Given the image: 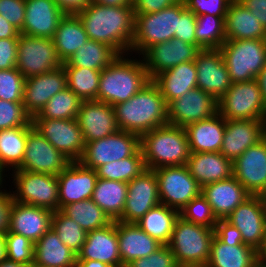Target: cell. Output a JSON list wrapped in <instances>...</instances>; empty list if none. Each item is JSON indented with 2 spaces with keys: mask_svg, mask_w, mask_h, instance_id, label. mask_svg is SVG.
Masks as SVG:
<instances>
[{
  "mask_svg": "<svg viewBox=\"0 0 266 267\" xmlns=\"http://www.w3.org/2000/svg\"><path fill=\"white\" fill-rule=\"evenodd\" d=\"M71 162L33 127L27 134L22 164L15 170L58 176Z\"/></svg>",
  "mask_w": 266,
  "mask_h": 267,
  "instance_id": "9a60e30c",
  "label": "cell"
},
{
  "mask_svg": "<svg viewBox=\"0 0 266 267\" xmlns=\"http://www.w3.org/2000/svg\"><path fill=\"white\" fill-rule=\"evenodd\" d=\"M26 265L19 263V262H14L9 259H5L3 262L0 263V267H25Z\"/></svg>",
  "mask_w": 266,
  "mask_h": 267,
  "instance_id": "2644e50d",
  "label": "cell"
},
{
  "mask_svg": "<svg viewBox=\"0 0 266 267\" xmlns=\"http://www.w3.org/2000/svg\"><path fill=\"white\" fill-rule=\"evenodd\" d=\"M263 40H264V44H265V46H266V30H265V34H264V38H263Z\"/></svg>",
  "mask_w": 266,
  "mask_h": 267,
  "instance_id": "2a66077c",
  "label": "cell"
},
{
  "mask_svg": "<svg viewBox=\"0 0 266 267\" xmlns=\"http://www.w3.org/2000/svg\"><path fill=\"white\" fill-rule=\"evenodd\" d=\"M194 62L197 69V88L218 101L232 84L220 49H201Z\"/></svg>",
  "mask_w": 266,
  "mask_h": 267,
  "instance_id": "d6986e66",
  "label": "cell"
},
{
  "mask_svg": "<svg viewBox=\"0 0 266 267\" xmlns=\"http://www.w3.org/2000/svg\"><path fill=\"white\" fill-rule=\"evenodd\" d=\"M125 267H180L168 245H162L149 256L132 260Z\"/></svg>",
  "mask_w": 266,
  "mask_h": 267,
  "instance_id": "816d5d0a",
  "label": "cell"
},
{
  "mask_svg": "<svg viewBox=\"0 0 266 267\" xmlns=\"http://www.w3.org/2000/svg\"><path fill=\"white\" fill-rule=\"evenodd\" d=\"M4 170L0 167V184H3L2 182H3V178L5 177L4 175H3V172Z\"/></svg>",
  "mask_w": 266,
  "mask_h": 267,
  "instance_id": "8c879c8a",
  "label": "cell"
},
{
  "mask_svg": "<svg viewBox=\"0 0 266 267\" xmlns=\"http://www.w3.org/2000/svg\"><path fill=\"white\" fill-rule=\"evenodd\" d=\"M217 104L210 94L196 87L168 103V124L185 128L208 119L218 112Z\"/></svg>",
  "mask_w": 266,
  "mask_h": 267,
  "instance_id": "e0dca14e",
  "label": "cell"
},
{
  "mask_svg": "<svg viewBox=\"0 0 266 267\" xmlns=\"http://www.w3.org/2000/svg\"><path fill=\"white\" fill-rule=\"evenodd\" d=\"M258 266L266 267V246L258 252Z\"/></svg>",
  "mask_w": 266,
  "mask_h": 267,
  "instance_id": "89a4df30",
  "label": "cell"
},
{
  "mask_svg": "<svg viewBox=\"0 0 266 267\" xmlns=\"http://www.w3.org/2000/svg\"><path fill=\"white\" fill-rule=\"evenodd\" d=\"M25 11V0H0V15L19 32L23 28Z\"/></svg>",
  "mask_w": 266,
  "mask_h": 267,
  "instance_id": "11a10c76",
  "label": "cell"
},
{
  "mask_svg": "<svg viewBox=\"0 0 266 267\" xmlns=\"http://www.w3.org/2000/svg\"><path fill=\"white\" fill-rule=\"evenodd\" d=\"M160 202L180 211L201 194L202 187L189 173L186 165L155 169Z\"/></svg>",
  "mask_w": 266,
  "mask_h": 267,
  "instance_id": "7c38bea8",
  "label": "cell"
},
{
  "mask_svg": "<svg viewBox=\"0 0 266 267\" xmlns=\"http://www.w3.org/2000/svg\"><path fill=\"white\" fill-rule=\"evenodd\" d=\"M179 216L186 221L213 229L218 222L211 205L202 194L193 198L185 207H183L179 211Z\"/></svg>",
  "mask_w": 266,
  "mask_h": 267,
  "instance_id": "7dc6e473",
  "label": "cell"
},
{
  "mask_svg": "<svg viewBox=\"0 0 266 267\" xmlns=\"http://www.w3.org/2000/svg\"><path fill=\"white\" fill-rule=\"evenodd\" d=\"M174 38L196 45V16L192 11L186 9L183 0L179 2L178 33H175Z\"/></svg>",
  "mask_w": 266,
  "mask_h": 267,
  "instance_id": "db71d44e",
  "label": "cell"
},
{
  "mask_svg": "<svg viewBox=\"0 0 266 267\" xmlns=\"http://www.w3.org/2000/svg\"><path fill=\"white\" fill-rule=\"evenodd\" d=\"M85 143L119 131L113 106L97 100L82 101L76 116Z\"/></svg>",
  "mask_w": 266,
  "mask_h": 267,
  "instance_id": "cb8c5ba5",
  "label": "cell"
},
{
  "mask_svg": "<svg viewBox=\"0 0 266 267\" xmlns=\"http://www.w3.org/2000/svg\"><path fill=\"white\" fill-rule=\"evenodd\" d=\"M226 41L263 39L265 28L250 10L233 0L225 16Z\"/></svg>",
  "mask_w": 266,
  "mask_h": 267,
  "instance_id": "d6a6232c",
  "label": "cell"
},
{
  "mask_svg": "<svg viewBox=\"0 0 266 267\" xmlns=\"http://www.w3.org/2000/svg\"><path fill=\"white\" fill-rule=\"evenodd\" d=\"M259 196H266V187L264 188V190L262 191V193Z\"/></svg>",
  "mask_w": 266,
  "mask_h": 267,
  "instance_id": "34e18365",
  "label": "cell"
},
{
  "mask_svg": "<svg viewBox=\"0 0 266 267\" xmlns=\"http://www.w3.org/2000/svg\"><path fill=\"white\" fill-rule=\"evenodd\" d=\"M25 80L16 67L0 70V99L22 102Z\"/></svg>",
  "mask_w": 266,
  "mask_h": 267,
  "instance_id": "f907efd6",
  "label": "cell"
},
{
  "mask_svg": "<svg viewBox=\"0 0 266 267\" xmlns=\"http://www.w3.org/2000/svg\"><path fill=\"white\" fill-rule=\"evenodd\" d=\"M233 176L251 195L266 187V136L233 161Z\"/></svg>",
  "mask_w": 266,
  "mask_h": 267,
  "instance_id": "ffe728a7",
  "label": "cell"
},
{
  "mask_svg": "<svg viewBox=\"0 0 266 267\" xmlns=\"http://www.w3.org/2000/svg\"><path fill=\"white\" fill-rule=\"evenodd\" d=\"M62 64L51 38L19 34L16 68L25 78L50 72Z\"/></svg>",
  "mask_w": 266,
  "mask_h": 267,
  "instance_id": "30bf717a",
  "label": "cell"
},
{
  "mask_svg": "<svg viewBox=\"0 0 266 267\" xmlns=\"http://www.w3.org/2000/svg\"><path fill=\"white\" fill-rule=\"evenodd\" d=\"M200 50L197 45H191L173 38L170 41L150 46L142 54L144 57H142V60L149 78L153 80L158 74L181 63L195 61Z\"/></svg>",
  "mask_w": 266,
  "mask_h": 267,
  "instance_id": "ac0fdd59",
  "label": "cell"
},
{
  "mask_svg": "<svg viewBox=\"0 0 266 267\" xmlns=\"http://www.w3.org/2000/svg\"><path fill=\"white\" fill-rule=\"evenodd\" d=\"M53 211L12 200L8 230L25 236L34 244L51 228Z\"/></svg>",
  "mask_w": 266,
  "mask_h": 267,
  "instance_id": "484cf974",
  "label": "cell"
},
{
  "mask_svg": "<svg viewBox=\"0 0 266 267\" xmlns=\"http://www.w3.org/2000/svg\"><path fill=\"white\" fill-rule=\"evenodd\" d=\"M257 81L259 82L261 92L263 95V99L266 104V64H265V67L259 73L257 77Z\"/></svg>",
  "mask_w": 266,
  "mask_h": 267,
  "instance_id": "003e7915",
  "label": "cell"
},
{
  "mask_svg": "<svg viewBox=\"0 0 266 267\" xmlns=\"http://www.w3.org/2000/svg\"><path fill=\"white\" fill-rule=\"evenodd\" d=\"M97 172L71 162L58 176L59 210L73 202L91 199L97 181Z\"/></svg>",
  "mask_w": 266,
  "mask_h": 267,
  "instance_id": "603a6c76",
  "label": "cell"
},
{
  "mask_svg": "<svg viewBox=\"0 0 266 267\" xmlns=\"http://www.w3.org/2000/svg\"><path fill=\"white\" fill-rule=\"evenodd\" d=\"M21 126H33L32 118L25 111L22 102L0 99V130Z\"/></svg>",
  "mask_w": 266,
  "mask_h": 267,
  "instance_id": "681fc988",
  "label": "cell"
},
{
  "mask_svg": "<svg viewBox=\"0 0 266 267\" xmlns=\"http://www.w3.org/2000/svg\"><path fill=\"white\" fill-rule=\"evenodd\" d=\"M117 237L124 267L132 260L149 256L163 245L144 232L136 223L117 221Z\"/></svg>",
  "mask_w": 266,
  "mask_h": 267,
  "instance_id": "f546056e",
  "label": "cell"
},
{
  "mask_svg": "<svg viewBox=\"0 0 266 267\" xmlns=\"http://www.w3.org/2000/svg\"><path fill=\"white\" fill-rule=\"evenodd\" d=\"M60 211L86 232L104 228L113 222L92 199L70 203Z\"/></svg>",
  "mask_w": 266,
  "mask_h": 267,
  "instance_id": "60d3db41",
  "label": "cell"
},
{
  "mask_svg": "<svg viewBox=\"0 0 266 267\" xmlns=\"http://www.w3.org/2000/svg\"><path fill=\"white\" fill-rule=\"evenodd\" d=\"M179 2L150 14H135L130 52L142 55L150 46L170 41L178 33Z\"/></svg>",
  "mask_w": 266,
  "mask_h": 267,
  "instance_id": "52a82bcc",
  "label": "cell"
},
{
  "mask_svg": "<svg viewBox=\"0 0 266 267\" xmlns=\"http://www.w3.org/2000/svg\"><path fill=\"white\" fill-rule=\"evenodd\" d=\"M181 0H132L134 14L156 13Z\"/></svg>",
  "mask_w": 266,
  "mask_h": 267,
  "instance_id": "680465c9",
  "label": "cell"
},
{
  "mask_svg": "<svg viewBox=\"0 0 266 267\" xmlns=\"http://www.w3.org/2000/svg\"><path fill=\"white\" fill-rule=\"evenodd\" d=\"M258 251L241 245H227L214 236L211 243L210 258L205 267H257Z\"/></svg>",
  "mask_w": 266,
  "mask_h": 267,
  "instance_id": "e575fe53",
  "label": "cell"
},
{
  "mask_svg": "<svg viewBox=\"0 0 266 267\" xmlns=\"http://www.w3.org/2000/svg\"><path fill=\"white\" fill-rule=\"evenodd\" d=\"M232 83L257 79L266 64L263 39L226 41L220 48Z\"/></svg>",
  "mask_w": 266,
  "mask_h": 267,
  "instance_id": "8992f818",
  "label": "cell"
},
{
  "mask_svg": "<svg viewBox=\"0 0 266 267\" xmlns=\"http://www.w3.org/2000/svg\"><path fill=\"white\" fill-rule=\"evenodd\" d=\"M214 231L215 236L224 244L232 246L243 244L240 231L225 219H218Z\"/></svg>",
  "mask_w": 266,
  "mask_h": 267,
  "instance_id": "6f0895ef",
  "label": "cell"
},
{
  "mask_svg": "<svg viewBox=\"0 0 266 267\" xmlns=\"http://www.w3.org/2000/svg\"><path fill=\"white\" fill-rule=\"evenodd\" d=\"M266 136V120H225V132L220 153L234 161L250 146Z\"/></svg>",
  "mask_w": 266,
  "mask_h": 267,
  "instance_id": "7402d4cb",
  "label": "cell"
},
{
  "mask_svg": "<svg viewBox=\"0 0 266 267\" xmlns=\"http://www.w3.org/2000/svg\"><path fill=\"white\" fill-rule=\"evenodd\" d=\"M7 259L5 232H0V263Z\"/></svg>",
  "mask_w": 266,
  "mask_h": 267,
  "instance_id": "a7ac6f4b",
  "label": "cell"
},
{
  "mask_svg": "<svg viewBox=\"0 0 266 267\" xmlns=\"http://www.w3.org/2000/svg\"><path fill=\"white\" fill-rule=\"evenodd\" d=\"M67 76V87L82 101L97 100L101 70L63 66Z\"/></svg>",
  "mask_w": 266,
  "mask_h": 267,
  "instance_id": "b9f144b4",
  "label": "cell"
},
{
  "mask_svg": "<svg viewBox=\"0 0 266 267\" xmlns=\"http://www.w3.org/2000/svg\"><path fill=\"white\" fill-rule=\"evenodd\" d=\"M190 152H220L225 119L217 112L212 117L185 127Z\"/></svg>",
  "mask_w": 266,
  "mask_h": 267,
  "instance_id": "4dcf8cb0",
  "label": "cell"
},
{
  "mask_svg": "<svg viewBox=\"0 0 266 267\" xmlns=\"http://www.w3.org/2000/svg\"><path fill=\"white\" fill-rule=\"evenodd\" d=\"M78 16L89 39L109 45L119 55L130 54L135 24L132 5L110 7L92 1Z\"/></svg>",
  "mask_w": 266,
  "mask_h": 267,
  "instance_id": "6da1fadb",
  "label": "cell"
},
{
  "mask_svg": "<svg viewBox=\"0 0 266 267\" xmlns=\"http://www.w3.org/2000/svg\"><path fill=\"white\" fill-rule=\"evenodd\" d=\"M266 204V196H259Z\"/></svg>",
  "mask_w": 266,
  "mask_h": 267,
  "instance_id": "11e5206c",
  "label": "cell"
},
{
  "mask_svg": "<svg viewBox=\"0 0 266 267\" xmlns=\"http://www.w3.org/2000/svg\"><path fill=\"white\" fill-rule=\"evenodd\" d=\"M233 0H183L187 10L195 16L209 14L218 17H225L228 7Z\"/></svg>",
  "mask_w": 266,
  "mask_h": 267,
  "instance_id": "f5cc1de1",
  "label": "cell"
},
{
  "mask_svg": "<svg viewBox=\"0 0 266 267\" xmlns=\"http://www.w3.org/2000/svg\"><path fill=\"white\" fill-rule=\"evenodd\" d=\"M127 191L125 182L97 178L91 199L112 221H118L125 207Z\"/></svg>",
  "mask_w": 266,
  "mask_h": 267,
  "instance_id": "8d00e7d4",
  "label": "cell"
},
{
  "mask_svg": "<svg viewBox=\"0 0 266 267\" xmlns=\"http://www.w3.org/2000/svg\"><path fill=\"white\" fill-rule=\"evenodd\" d=\"M152 81L158 86L168 104L170 101L180 98L189 90L197 87L195 62L181 63L158 74Z\"/></svg>",
  "mask_w": 266,
  "mask_h": 267,
  "instance_id": "1f68e13d",
  "label": "cell"
},
{
  "mask_svg": "<svg viewBox=\"0 0 266 267\" xmlns=\"http://www.w3.org/2000/svg\"><path fill=\"white\" fill-rule=\"evenodd\" d=\"M82 100L68 87L55 94L41 111L32 118L74 119Z\"/></svg>",
  "mask_w": 266,
  "mask_h": 267,
  "instance_id": "f6af8a7d",
  "label": "cell"
},
{
  "mask_svg": "<svg viewBox=\"0 0 266 267\" xmlns=\"http://www.w3.org/2000/svg\"><path fill=\"white\" fill-rule=\"evenodd\" d=\"M67 87L63 66L25 80L22 104L31 118L37 115L55 94Z\"/></svg>",
  "mask_w": 266,
  "mask_h": 267,
  "instance_id": "44dd1931",
  "label": "cell"
},
{
  "mask_svg": "<svg viewBox=\"0 0 266 267\" xmlns=\"http://www.w3.org/2000/svg\"><path fill=\"white\" fill-rule=\"evenodd\" d=\"M76 267H111L101 261L95 260H77Z\"/></svg>",
  "mask_w": 266,
  "mask_h": 267,
  "instance_id": "03108f58",
  "label": "cell"
},
{
  "mask_svg": "<svg viewBox=\"0 0 266 267\" xmlns=\"http://www.w3.org/2000/svg\"><path fill=\"white\" fill-rule=\"evenodd\" d=\"M7 259L24 265L34 262V243L25 236L5 232Z\"/></svg>",
  "mask_w": 266,
  "mask_h": 267,
  "instance_id": "c3c4849f",
  "label": "cell"
},
{
  "mask_svg": "<svg viewBox=\"0 0 266 267\" xmlns=\"http://www.w3.org/2000/svg\"><path fill=\"white\" fill-rule=\"evenodd\" d=\"M51 228L57 233L62 243L76 255L80 252L87 232L77 222L57 210L53 212Z\"/></svg>",
  "mask_w": 266,
  "mask_h": 267,
  "instance_id": "bcb514c9",
  "label": "cell"
},
{
  "mask_svg": "<svg viewBox=\"0 0 266 267\" xmlns=\"http://www.w3.org/2000/svg\"><path fill=\"white\" fill-rule=\"evenodd\" d=\"M77 260H95L111 267H124L119 253L117 221L104 228L87 232Z\"/></svg>",
  "mask_w": 266,
  "mask_h": 267,
  "instance_id": "d4e9b609",
  "label": "cell"
},
{
  "mask_svg": "<svg viewBox=\"0 0 266 267\" xmlns=\"http://www.w3.org/2000/svg\"><path fill=\"white\" fill-rule=\"evenodd\" d=\"M17 50L18 38L0 39V70L16 67Z\"/></svg>",
  "mask_w": 266,
  "mask_h": 267,
  "instance_id": "9f6ffc18",
  "label": "cell"
},
{
  "mask_svg": "<svg viewBox=\"0 0 266 267\" xmlns=\"http://www.w3.org/2000/svg\"><path fill=\"white\" fill-rule=\"evenodd\" d=\"M25 267H44V266L37 265L36 263L33 262L32 264H28Z\"/></svg>",
  "mask_w": 266,
  "mask_h": 267,
  "instance_id": "753ad0ef",
  "label": "cell"
},
{
  "mask_svg": "<svg viewBox=\"0 0 266 267\" xmlns=\"http://www.w3.org/2000/svg\"><path fill=\"white\" fill-rule=\"evenodd\" d=\"M201 194L211 205L217 219L227 218L238 205L251 196L234 176L203 186Z\"/></svg>",
  "mask_w": 266,
  "mask_h": 267,
  "instance_id": "83f0119b",
  "label": "cell"
},
{
  "mask_svg": "<svg viewBox=\"0 0 266 267\" xmlns=\"http://www.w3.org/2000/svg\"><path fill=\"white\" fill-rule=\"evenodd\" d=\"M146 169L141 148L133 155L96 169L98 178L129 183Z\"/></svg>",
  "mask_w": 266,
  "mask_h": 267,
  "instance_id": "7bdbcfd3",
  "label": "cell"
},
{
  "mask_svg": "<svg viewBox=\"0 0 266 267\" xmlns=\"http://www.w3.org/2000/svg\"><path fill=\"white\" fill-rule=\"evenodd\" d=\"M151 79L143 60L116 57L101 70L97 101L111 106L123 103L146 86Z\"/></svg>",
  "mask_w": 266,
  "mask_h": 267,
  "instance_id": "3957f363",
  "label": "cell"
},
{
  "mask_svg": "<svg viewBox=\"0 0 266 267\" xmlns=\"http://www.w3.org/2000/svg\"><path fill=\"white\" fill-rule=\"evenodd\" d=\"M178 217V210L159 204L147 211L136 224L149 236L167 245Z\"/></svg>",
  "mask_w": 266,
  "mask_h": 267,
  "instance_id": "74e56055",
  "label": "cell"
},
{
  "mask_svg": "<svg viewBox=\"0 0 266 267\" xmlns=\"http://www.w3.org/2000/svg\"><path fill=\"white\" fill-rule=\"evenodd\" d=\"M217 103L218 113L225 120H266V104L257 79L232 83Z\"/></svg>",
  "mask_w": 266,
  "mask_h": 267,
  "instance_id": "ba28073f",
  "label": "cell"
},
{
  "mask_svg": "<svg viewBox=\"0 0 266 267\" xmlns=\"http://www.w3.org/2000/svg\"><path fill=\"white\" fill-rule=\"evenodd\" d=\"M2 186L3 185L0 184V189ZM12 200L11 191L7 192V190H4L3 192L0 190V232H6L8 230Z\"/></svg>",
  "mask_w": 266,
  "mask_h": 267,
  "instance_id": "91938a15",
  "label": "cell"
},
{
  "mask_svg": "<svg viewBox=\"0 0 266 267\" xmlns=\"http://www.w3.org/2000/svg\"><path fill=\"white\" fill-rule=\"evenodd\" d=\"M165 98L151 80L127 101L113 106L116 122L122 131L142 136L168 124Z\"/></svg>",
  "mask_w": 266,
  "mask_h": 267,
  "instance_id": "7a4b0ae2",
  "label": "cell"
},
{
  "mask_svg": "<svg viewBox=\"0 0 266 267\" xmlns=\"http://www.w3.org/2000/svg\"><path fill=\"white\" fill-rule=\"evenodd\" d=\"M25 19L20 34L53 38L65 14L54 0H25Z\"/></svg>",
  "mask_w": 266,
  "mask_h": 267,
  "instance_id": "4316f807",
  "label": "cell"
},
{
  "mask_svg": "<svg viewBox=\"0 0 266 267\" xmlns=\"http://www.w3.org/2000/svg\"><path fill=\"white\" fill-rule=\"evenodd\" d=\"M225 220L240 231L243 244L258 252L266 246V204L259 195H251Z\"/></svg>",
  "mask_w": 266,
  "mask_h": 267,
  "instance_id": "4fadbf2b",
  "label": "cell"
},
{
  "mask_svg": "<svg viewBox=\"0 0 266 267\" xmlns=\"http://www.w3.org/2000/svg\"><path fill=\"white\" fill-rule=\"evenodd\" d=\"M214 236L213 228L197 225L179 216L167 245L180 267H205Z\"/></svg>",
  "mask_w": 266,
  "mask_h": 267,
  "instance_id": "5b68a950",
  "label": "cell"
},
{
  "mask_svg": "<svg viewBox=\"0 0 266 267\" xmlns=\"http://www.w3.org/2000/svg\"><path fill=\"white\" fill-rule=\"evenodd\" d=\"M65 15H78L90 4L89 0H54Z\"/></svg>",
  "mask_w": 266,
  "mask_h": 267,
  "instance_id": "94428289",
  "label": "cell"
},
{
  "mask_svg": "<svg viewBox=\"0 0 266 267\" xmlns=\"http://www.w3.org/2000/svg\"><path fill=\"white\" fill-rule=\"evenodd\" d=\"M225 17L196 16V45L200 49H219L225 42Z\"/></svg>",
  "mask_w": 266,
  "mask_h": 267,
  "instance_id": "ee69618b",
  "label": "cell"
},
{
  "mask_svg": "<svg viewBox=\"0 0 266 267\" xmlns=\"http://www.w3.org/2000/svg\"><path fill=\"white\" fill-rule=\"evenodd\" d=\"M93 2L110 7H119V6H127L132 5L131 0H94Z\"/></svg>",
  "mask_w": 266,
  "mask_h": 267,
  "instance_id": "e7e4bbea",
  "label": "cell"
},
{
  "mask_svg": "<svg viewBox=\"0 0 266 267\" xmlns=\"http://www.w3.org/2000/svg\"><path fill=\"white\" fill-rule=\"evenodd\" d=\"M61 62H66L88 40L78 15H65L52 38Z\"/></svg>",
  "mask_w": 266,
  "mask_h": 267,
  "instance_id": "d590c367",
  "label": "cell"
},
{
  "mask_svg": "<svg viewBox=\"0 0 266 267\" xmlns=\"http://www.w3.org/2000/svg\"><path fill=\"white\" fill-rule=\"evenodd\" d=\"M12 171L16 186L15 192L11 193L13 201L47 208L53 212L59 210L57 176L23 170Z\"/></svg>",
  "mask_w": 266,
  "mask_h": 267,
  "instance_id": "9c48e42d",
  "label": "cell"
},
{
  "mask_svg": "<svg viewBox=\"0 0 266 267\" xmlns=\"http://www.w3.org/2000/svg\"><path fill=\"white\" fill-rule=\"evenodd\" d=\"M34 263L44 267H76L77 255L50 228L34 244Z\"/></svg>",
  "mask_w": 266,
  "mask_h": 267,
  "instance_id": "836d02e7",
  "label": "cell"
},
{
  "mask_svg": "<svg viewBox=\"0 0 266 267\" xmlns=\"http://www.w3.org/2000/svg\"><path fill=\"white\" fill-rule=\"evenodd\" d=\"M33 127L72 162L84 153L83 133L74 119L32 118Z\"/></svg>",
  "mask_w": 266,
  "mask_h": 267,
  "instance_id": "5bb4252c",
  "label": "cell"
},
{
  "mask_svg": "<svg viewBox=\"0 0 266 267\" xmlns=\"http://www.w3.org/2000/svg\"><path fill=\"white\" fill-rule=\"evenodd\" d=\"M140 149V136L119 130L102 139L87 142L79 162L96 170L106 163L133 156Z\"/></svg>",
  "mask_w": 266,
  "mask_h": 267,
  "instance_id": "8fae6325",
  "label": "cell"
},
{
  "mask_svg": "<svg viewBox=\"0 0 266 267\" xmlns=\"http://www.w3.org/2000/svg\"><path fill=\"white\" fill-rule=\"evenodd\" d=\"M146 169L186 165L190 148L185 128L167 124L140 137Z\"/></svg>",
  "mask_w": 266,
  "mask_h": 267,
  "instance_id": "277c9868",
  "label": "cell"
},
{
  "mask_svg": "<svg viewBox=\"0 0 266 267\" xmlns=\"http://www.w3.org/2000/svg\"><path fill=\"white\" fill-rule=\"evenodd\" d=\"M125 207L118 221L136 223L147 211L161 204L158 180L154 170L145 169L127 183Z\"/></svg>",
  "mask_w": 266,
  "mask_h": 267,
  "instance_id": "2e32d148",
  "label": "cell"
},
{
  "mask_svg": "<svg viewBox=\"0 0 266 267\" xmlns=\"http://www.w3.org/2000/svg\"><path fill=\"white\" fill-rule=\"evenodd\" d=\"M119 54L109 45L89 39L62 66L102 70Z\"/></svg>",
  "mask_w": 266,
  "mask_h": 267,
  "instance_id": "f35d334b",
  "label": "cell"
},
{
  "mask_svg": "<svg viewBox=\"0 0 266 267\" xmlns=\"http://www.w3.org/2000/svg\"><path fill=\"white\" fill-rule=\"evenodd\" d=\"M245 8L257 17L266 29V0H237Z\"/></svg>",
  "mask_w": 266,
  "mask_h": 267,
  "instance_id": "6125c7cd",
  "label": "cell"
},
{
  "mask_svg": "<svg viewBox=\"0 0 266 267\" xmlns=\"http://www.w3.org/2000/svg\"><path fill=\"white\" fill-rule=\"evenodd\" d=\"M20 32L0 15V39L18 38Z\"/></svg>",
  "mask_w": 266,
  "mask_h": 267,
  "instance_id": "be15d7a7",
  "label": "cell"
},
{
  "mask_svg": "<svg viewBox=\"0 0 266 267\" xmlns=\"http://www.w3.org/2000/svg\"><path fill=\"white\" fill-rule=\"evenodd\" d=\"M33 126H21L0 130V167L17 169L23 161L27 134Z\"/></svg>",
  "mask_w": 266,
  "mask_h": 267,
  "instance_id": "ab89813d",
  "label": "cell"
},
{
  "mask_svg": "<svg viewBox=\"0 0 266 267\" xmlns=\"http://www.w3.org/2000/svg\"><path fill=\"white\" fill-rule=\"evenodd\" d=\"M186 166L201 187L233 176V161L220 152H191Z\"/></svg>",
  "mask_w": 266,
  "mask_h": 267,
  "instance_id": "f1b7e54d",
  "label": "cell"
}]
</instances>
